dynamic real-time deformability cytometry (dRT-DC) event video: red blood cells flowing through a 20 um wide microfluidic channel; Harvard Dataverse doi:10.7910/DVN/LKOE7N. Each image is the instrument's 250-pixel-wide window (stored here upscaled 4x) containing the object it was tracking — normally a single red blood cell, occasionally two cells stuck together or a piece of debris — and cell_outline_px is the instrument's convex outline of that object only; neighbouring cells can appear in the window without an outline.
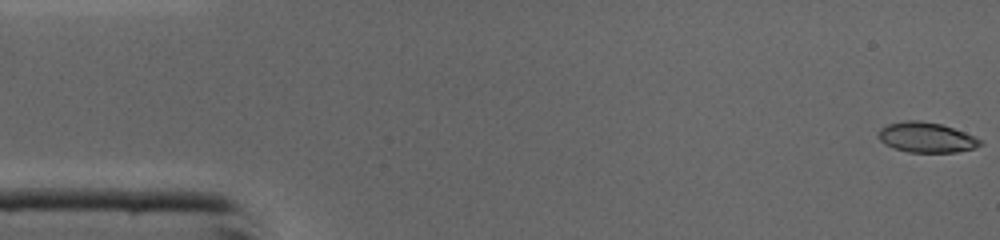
{"species": "common noctule bat (a hibernating species)", "species_latin": "Nyctalus noctula", "temperature_condition": "cold", "stored_images_in_passage": 46, "camera_frame_rate_fps": 3000, "um_per_image_px": 0.085, "animal": {"sex": "male", "body_mass_g": 19.0, "forearm_length_mm": 50.8}, "frame": {"image": 1, "passage_image": 1, "time_ms": 0.0, "image_size_px": [1000, 240], "cell_outline_px": [[980, 144], [976, 148], [956, 152], [908, 152], [892, 148], [884, 144], [880, 140], [880, 128], [888, 124], [908, 120], [920, 120], [940, 124], [964, 132], [980, 140]], "centroid_in_image_um": [78.71, 11.69], "position_along_channel_um": 6.3, "area_um2": 17.63}}
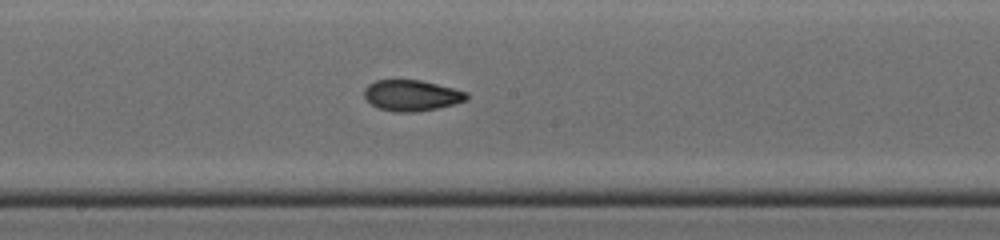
{"frame": {"image": 2, "passage_image": 24, "time_ms": 7.667, "image_size_px": [1000, 240], "cell_outline_px": [[468, 100], [456, 104], [416, 112], [396, 112], [380, 108], [372, 104], [364, 96], [364, 88], [368, 84], [376, 80], [420, 80], [468, 92]], "centroid_in_image_um": [35.0, 8.11], "position_along_channel_um": 213.2, "area_um2": 18.38}}
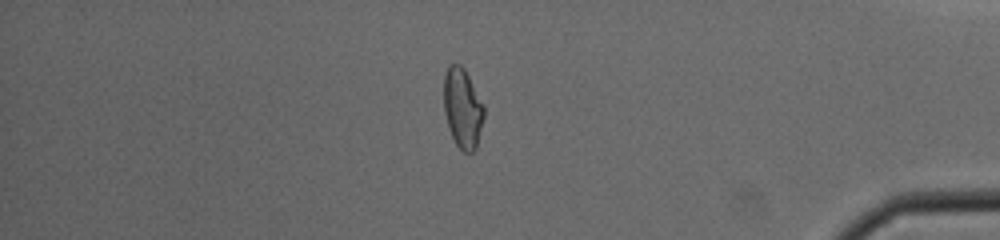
{"frame": {"image": 3, "passage_image": 39, "time_ms": 12.667, "image_size_px": [1000, 240], "cell_outline_px": [[484, 116], [476, 148], [472, 152], [464, 152], [456, 144], [452, 136], [444, 112], [444, 76], [448, 64], [460, 64], [464, 68], [484, 104]], "centroid_in_image_um": [39.32, 9.17], "position_along_channel_um": 395.9, "area_um2": 18.61}, "authors_computed_cell_mechanics": {"area_um2": 18.5249, "velocity_mm_per_s": 4.3855, "shape_relaxation_time_tau1_ms": 10.0687, "shape_relaxation_time_tau2_ms": 1.3633, "deformation_change_tau1": 0.2611, "deformation_change_tau2": 0.0586}}